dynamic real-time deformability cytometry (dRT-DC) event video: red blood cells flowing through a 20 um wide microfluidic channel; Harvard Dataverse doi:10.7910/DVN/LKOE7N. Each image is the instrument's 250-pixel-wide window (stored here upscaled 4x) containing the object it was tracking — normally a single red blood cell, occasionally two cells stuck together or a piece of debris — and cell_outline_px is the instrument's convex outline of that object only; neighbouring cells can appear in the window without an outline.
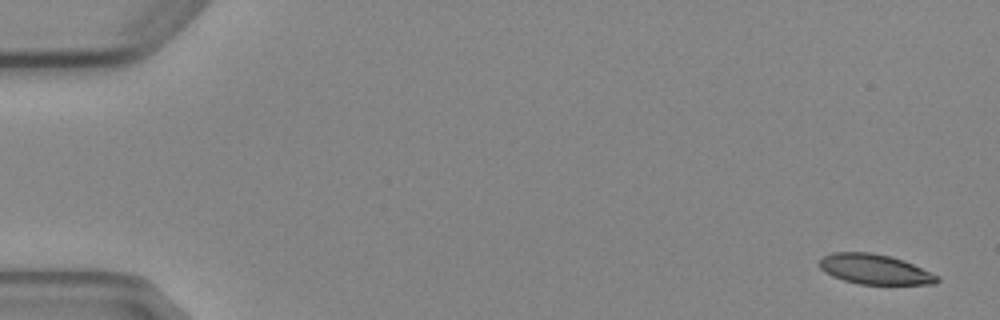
{"species": "Egyptian fruit bat (a non-hibernating species)", "species_latin": "Rousettus aegyptiacus", "temperature_condition": "cold", "stored_images_in_passage": 4, "camera_frame_rate_fps": 3000, "um_per_image_px": 0.085, "animal": {"sex": "female"}, "frame": {"image": 1, "passage_image": 1, "time_ms": 0.0, "image_size_px": [1000, 320], "cell_outline_px": [[940, 280], [936, 284], [860, 284], [844, 280], [832, 276], [824, 272], [820, 268], [820, 260], [824, 256], [832, 252], [868, 252], [888, 256], [904, 260], [940, 276]], "centroid_in_image_um": [74.37, 22.89], "position_along_channel_um": 10.6, "area_um2": 20.52}}
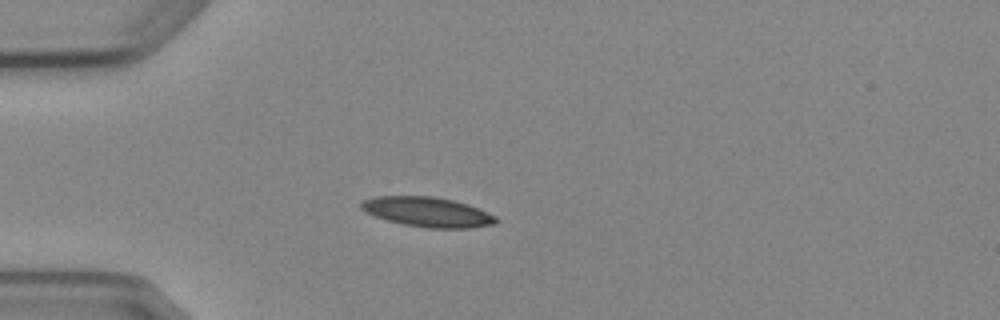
{"frame": {"image": 2, "passage_image": 4, "time_ms": 4.333, "image_size_px": [1000, 320], "cell_outline_px": [[500, 220], [496, 224], [468, 228], [428, 228], [404, 224], [388, 220], [376, 216], [360, 208], [360, 204], [364, 200], [372, 196], [432, 196], [452, 200], [468, 204], [496, 216]], "centroid_in_image_um": [36.37, 18.01], "position_along_channel_um": 48.6, "area_um2": 23.29}}